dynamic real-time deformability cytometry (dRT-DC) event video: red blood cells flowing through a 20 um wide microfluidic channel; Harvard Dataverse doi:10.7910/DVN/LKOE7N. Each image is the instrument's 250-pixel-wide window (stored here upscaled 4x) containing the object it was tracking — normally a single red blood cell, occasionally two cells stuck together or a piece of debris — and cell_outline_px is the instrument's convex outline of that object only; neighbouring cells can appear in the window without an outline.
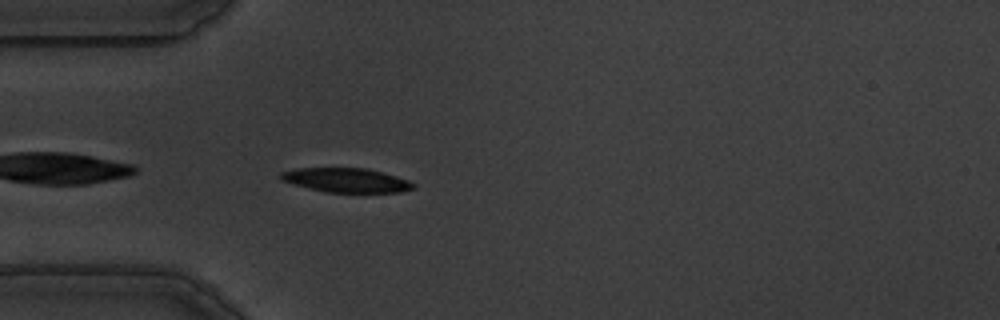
{"species": "common noctule bat (a hibernating species)", "species_latin": "Nyctalus noctula", "temperature_condition": "warm", "stored_images_in_passage": 43, "camera_frame_rate_fps": 3000, "um_per_image_px": 0.085, "animal": {"sex": "male", "body_mass_g": 19.5, "forearm_length_mm": 54.6}, "frame": {"image": 1, "passage_image": 2, "time_ms": 0.333, "image_size_px": [1000, 320], "cell_outline_px": [[416, 188], [400, 192], [324, 192], [280, 180], [280, 172], [296, 168], [364, 168], [396, 176], [408, 180], [416, 184]], "centroid_in_image_um": [29.43, 15.32], "position_along_channel_um": 55.6, "area_um2": 18.61}}
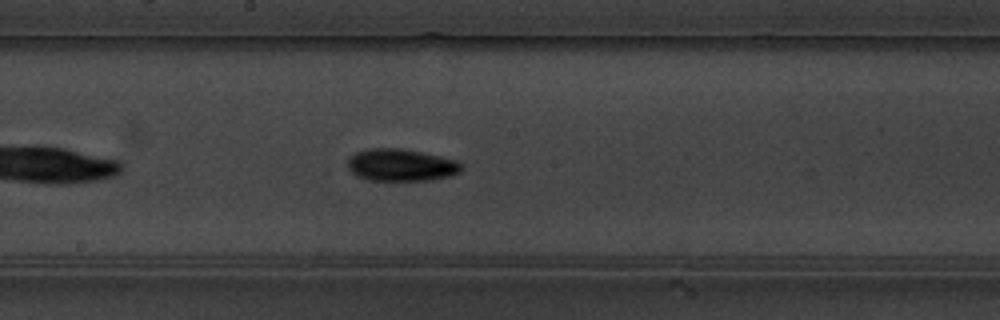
{"frame": {"image": 2, "passage_image": 16, "time_ms": 5.0, "image_size_px": [1000, 320], "cell_outline_px": [[460, 172], [448, 176], [432, 180], [368, 180], [356, 176], [348, 168], [348, 160], [356, 152], [368, 148], [400, 148], [440, 156], [456, 160], [460, 164]], "centroid_in_image_um": [34.06, 14.03], "position_along_channel_um": 214.1, "area_um2": 21.15}}
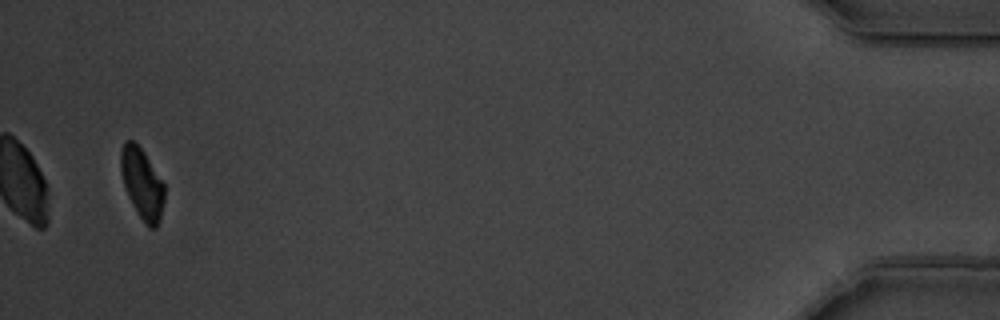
{"frame": {"image": 3, "passage_image": 41, "time_ms": 13.333, "image_size_px": [1000, 320], "cell_outline_px": [[164, 200], [160, 220], [156, 228], [148, 228], [144, 224], [136, 212], [128, 196], [120, 172], [120, 148], [124, 140], [132, 140], [144, 152], [164, 184]], "centroid_in_image_um": [12.06, 15.62], "position_along_channel_um": 423.1, "area_um2": 18.09}, "authors_computed_cell_mechanics": {"area_um2": 19.8832, "velocity_mm_per_s": 3.5063, "shape_relaxation_time_tau1_ms": 3.7991, "shape_relaxation_time_tau2_ms": 7.2923, "deformation_change_tau1": 0.1405, "deformation_change_tau2": 0.1085}}